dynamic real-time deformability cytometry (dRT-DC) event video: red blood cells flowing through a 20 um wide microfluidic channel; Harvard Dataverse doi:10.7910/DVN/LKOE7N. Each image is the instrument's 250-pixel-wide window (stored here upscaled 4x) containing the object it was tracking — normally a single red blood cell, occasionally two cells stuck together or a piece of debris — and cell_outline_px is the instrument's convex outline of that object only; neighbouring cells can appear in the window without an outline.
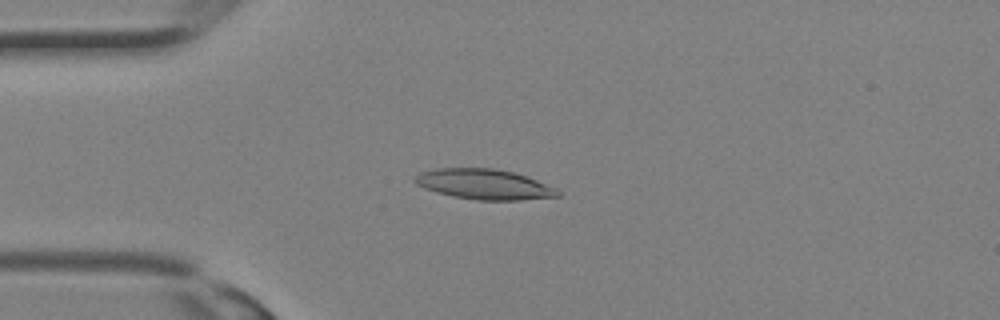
{"species": "Egyptian fruit bat (a non-hibernating species)", "species_latin": "Rousettus aegyptiacus", "temperature_condition": "room temperature", "stored_images_in_passage": 24, "camera_frame_rate_fps": 3000, "um_per_image_px": 0.085, "animal": {"sex": "female"}, "frame": {"image": 1, "passage_image": 3, "time_ms": 0.667, "image_size_px": [1000, 320], "cell_outline_px": [[560, 196], [520, 200], [476, 200], [452, 196], [436, 192], [424, 188], [416, 184], [412, 180], [420, 172], [436, 168], [492, 168], [512, 172], [536, 180], [556, 188], [560, 192]], "centroid_in_image_um": [41.12, 15.67], "position_along_channel_um": 43.9, "area_um2": 25.09}}
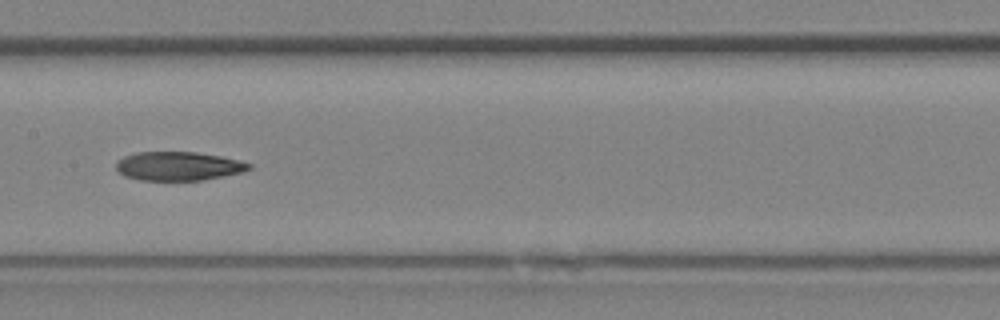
{"frame": {"image": 2, "passage_image": 11, "time_ms": 3.333, "image_size_px": [1000, 320], "cell_outline_px": [[252, 168], [244, 172], [204, 180], [140, 180], [124, 176], [116, 168], [116, 164], [124, 156], [136, 152], [196, 152], [220, 156], [240, 160], [252, 164]], "centroid_in_image_um": [15.21, 14.12], "position_along_channel_um": 192.2, "area_um2": 22.37}}
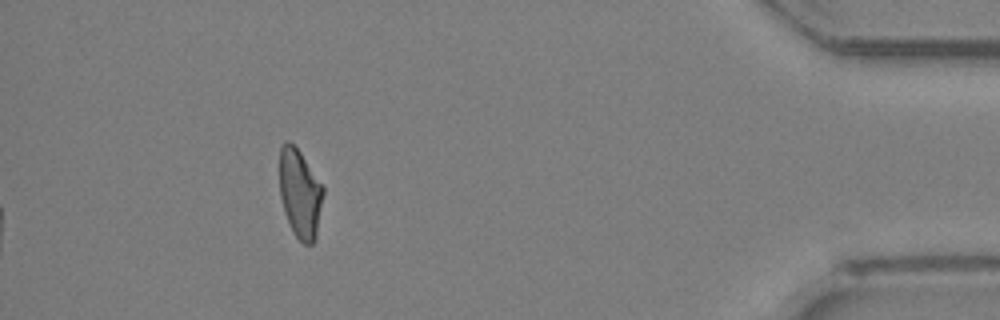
{"frame": {"image": 3, "passage_image": 24, "time_ms": 7.667, "image_size_px": [1000, 320], "cell_outline_px": [[324, 192], [316, 240], [312, 244], [304, 244], [296, 236], [284, 212], [280, 196], [280, 148], [284, 140], [288, 140], [300, 152], [324, 184]], "centroid_in_image_um": [25.52, 16.43], "position_along_channel_um": 409.7, "area_um2": 22.77}}